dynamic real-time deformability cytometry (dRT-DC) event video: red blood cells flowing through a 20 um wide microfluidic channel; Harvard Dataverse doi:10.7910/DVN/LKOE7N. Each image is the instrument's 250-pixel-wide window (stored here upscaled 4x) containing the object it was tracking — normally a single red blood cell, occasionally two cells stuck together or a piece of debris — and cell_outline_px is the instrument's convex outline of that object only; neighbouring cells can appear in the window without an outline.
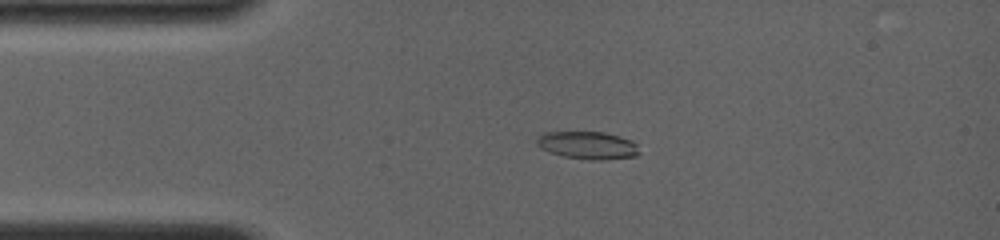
{"species": "common noctule bat (a hibernating species)", "species_latin": "Nyctalus noctula", "temperature_condition": "room temperature", "stored_images_in_passage": 68, "camera_frame_rate_fps": 4000, "um_per_image_px": 0.085, "animal": {"sex": "female", "body_mass_g": 19.0, "forearm_length_mm": 56.7}, "frame": {"image": 1, "passage_image": 13, "time_ms": 3.0, "image_size_px": [1000, 240], "cell_outline_px": [[640, 152], [636, 156], [608, 160], [592, 160], [564, 156], [540, 148], [536, 144], [536, 140], [544, 132], [604, 132], [620, 136], [632, 140], [636, 144]], "centroid_in_image_um": [50.0, 12.35], "position_along_channel_um": 35.0, "area_um2": 16.53}}
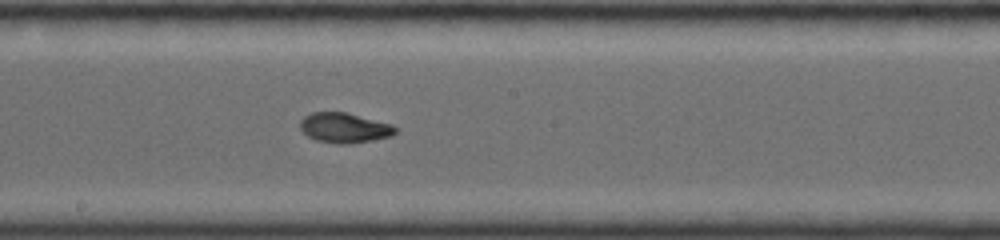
{"frame": {"image": 2, "passage_image": 43, "time_ms": 8.25, "image_size_px": [1000, 240], "cell_outline_px": [[396, 132], [392, 136], [372, 140], [348, 144], [336, 144], [316, 140], [308, 136], [300, 128], [300, 120], [304, 116], [312, 112], [344, 112], [392, 124], [396, 128]], "centroid_in_image_um": [29.26, 10.87], "position_along_channel_um": 218.9, "area_um2": 16.59}}
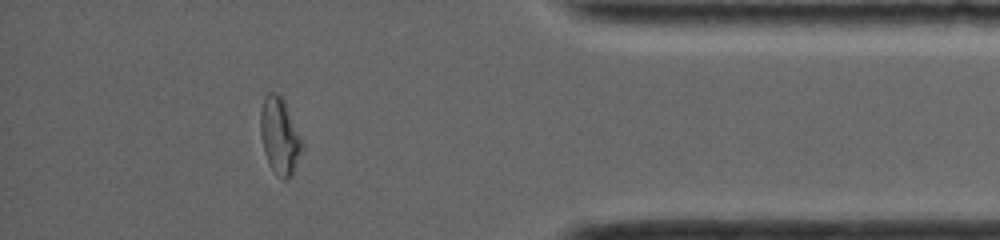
{"frame": {"image": 3, "passage_image": 62, "time_ms": 13.5, "image_size_px": [1000, 240], "cell_outline_px": [[304, 148], [292, 176], [284, 180], [268, 164], [264, 152], [260, 132], [260, 112], [264, 96], [268, 92], [276, 92], [284, 96], [304, 144]], "centroid_in_image_um": [23.79, 11.5], "position_along_channel_um": 411.4, "area_um2": 19.07}, "authors_computed_cell_mechanics": {"area_um2": 16.6175, "velocity_mm_per_s": 4.043, "shape_relaxation_time_tau1_ms": 9.8231, "shape_relaxation_time_tau2_ms": 1.2175, "deformation_change_tau1": 0.3368, "deformation_change_tau2": 0.0521}}